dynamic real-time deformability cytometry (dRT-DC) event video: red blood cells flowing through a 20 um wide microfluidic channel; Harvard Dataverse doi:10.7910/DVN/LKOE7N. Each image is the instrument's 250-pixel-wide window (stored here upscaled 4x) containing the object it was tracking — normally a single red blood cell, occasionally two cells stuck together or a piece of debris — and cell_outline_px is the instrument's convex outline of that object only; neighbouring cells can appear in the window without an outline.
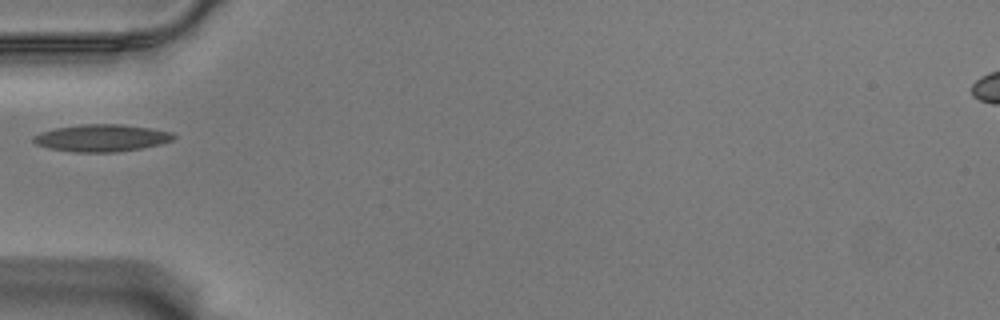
{"species": "Egyptian fruit bat (a non-hibernating species)", "species_latin": "Rousettus aegyptiacus", "temperature_condition": "warm", "stored_images_in_passage": 38, "camera_frame_rate_fps": 3000, "um_per_image_px": 0.085, "animal": {"sex": "male"}, "frame": {"image": 1, "passage_image": 1, "time_ms": 0.0, "image_size_px": [1000, 320], "cell_outline_px": [[176, 136], [172, 140], [160, 144], [140, 148], [116, 152], [76, 152], [48, 148], [36, 144], [32, 140], [32, 136], [40, 132], [56, 128], [80, 124], [120, 124], [148, 128], [172, 132]], "centroid_in_image_um": [8.6, 11.72], "position_along_channel_um": 76.4, "area_um2": 22.08}}